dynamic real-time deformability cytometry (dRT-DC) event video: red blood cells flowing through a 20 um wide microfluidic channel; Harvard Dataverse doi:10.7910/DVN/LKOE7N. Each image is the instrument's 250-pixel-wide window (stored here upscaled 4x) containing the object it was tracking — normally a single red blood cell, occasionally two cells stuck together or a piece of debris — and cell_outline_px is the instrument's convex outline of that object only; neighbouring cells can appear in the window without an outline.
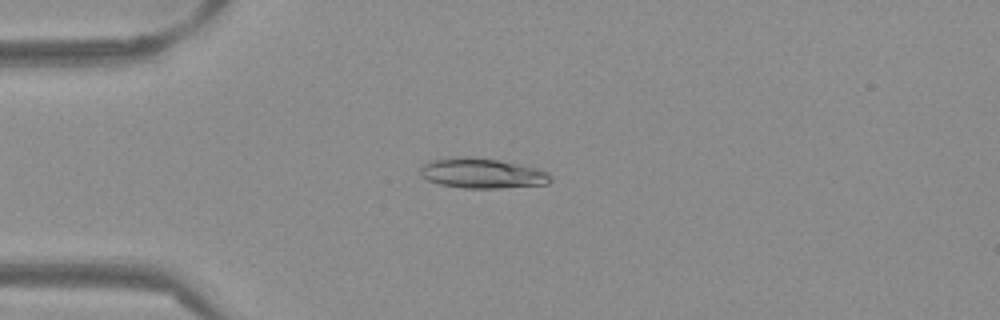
{"species": "Egyptian fruit bat (a non-hibernating species)", "species_latin": "Rousettus aegyptiacus", "temperature_condition": "warm", "stored_images_in_passage": 53, "camera_frame_rate_fps": 3000, "um_per_image_px": 0.085, "frame": {"image": 1, "passage_image": 14, "time_ms": 4.333, "image_size_px": [1000, 320], "cell_outline_px": [[552, 180], [548, 184], [500, 188], [464, 188], [440, 184], [428, 180], [420, 176], [420, 168], [428, 160], [452, 156], [468, 156], [496, 160], [536, 168], [548, 172], [552, 176]], "centroid_in_image_um": [40.94, 14.72], "position_along_channel_um": 44.1, "area_um2": 22.95}}
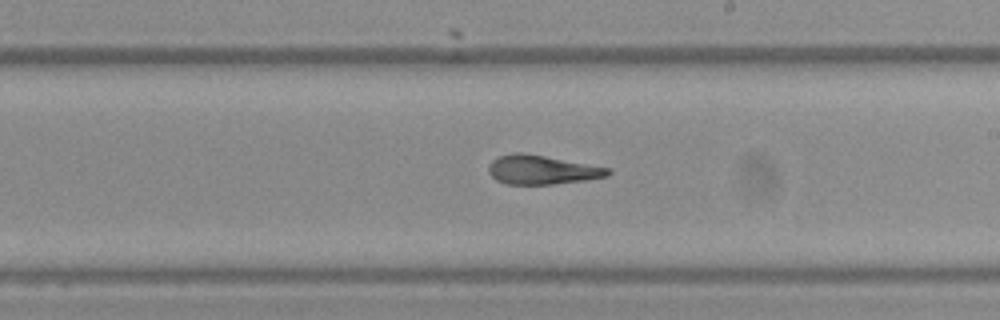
{"frame": {"image": 2, "passage_image": 31, "time_ms": 10.0, "image_size_px": [1000, 320], "cell_outline_px": [[612, 172], [608, 176], [584, 180], [552, 184], [508, 184], [496, 180], [488, 172], [488, 164], [492, 160], [500, 156], [512, 152], [524, 152], [608, 168]], "centroid_in_image_um": [46.01, 14.43], "position_along_channel_um": 243.0, "area_um2": 20.06}}
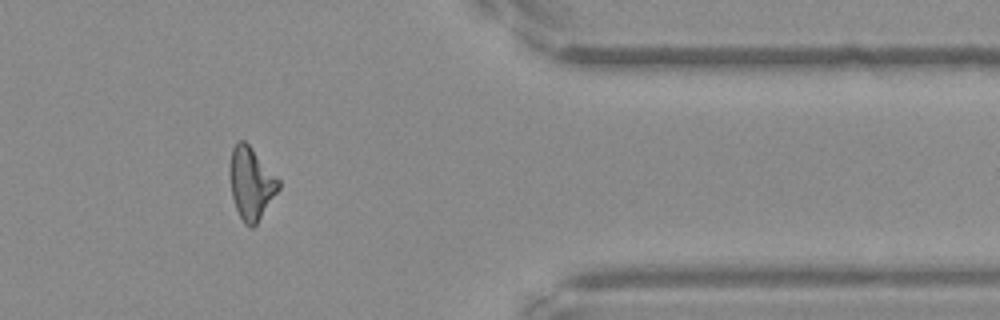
{"frame": {"image": 3, "passage_image": 44, "time_ms": 14.333, "image_size_px": [1000, 320], "cell_outline_px": [[280, 188], [256, 224], [252, 228], [248, 228], [244, 224], [236, 208], [232, 196], [232, 148], [240, 140], [244, 140], [252, 148], [280, 180]], "centroid_in_image_um": [21.39, 15.62], "position_along_channel_um": 390.0, "area_um2": 19.83}, "authors_computed_cell_mechanics": {"area_um2": 21.2126, "velocity_mm_per_s": 3.8805, "shape_relaxation_time_tau1_ms": 8.3945, "shape_relaxation_time_tau2_ms": 2.4405, "deformation_change_tau1": 0.2685, "deformation_change_tau2": 0.1186}}